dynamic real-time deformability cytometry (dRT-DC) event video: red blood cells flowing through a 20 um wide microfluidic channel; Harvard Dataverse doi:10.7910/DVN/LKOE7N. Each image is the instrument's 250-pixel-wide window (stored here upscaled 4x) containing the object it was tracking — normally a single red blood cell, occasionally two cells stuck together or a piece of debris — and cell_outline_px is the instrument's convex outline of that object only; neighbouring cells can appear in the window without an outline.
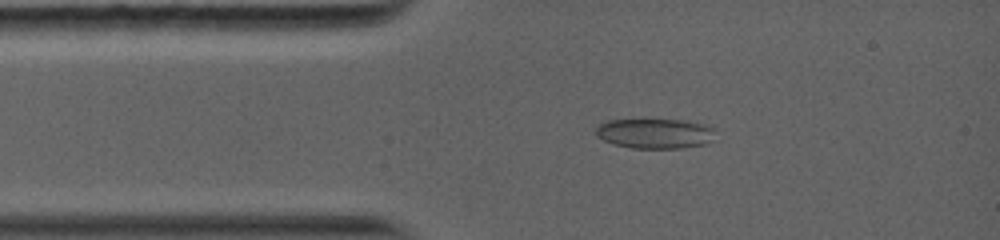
{"species": "common noctule bat (a hibernating species)", "species_latin": "Nyctalus noctula", "temperature_condition": "warm", "stored_images_in_passage": 37, "camera_frame_rate_fps": 5000, "um_per_image_px": 0.085, "animal": {"sex": "female", "body_mass_g": 19.0, "forearm_length_mm": 56.7}, "frame": {"image": 1, "passage_image": 5, "time_ms": 1.8, "image_size_px": [1000, 240], "cell_outline_px": [[716, 128], [712, 140], [704, 144], [684, 148], [632, 148], [616, 144], [604, 140], [596, 136], [596, 128], [604, 120], [684, 120], [708, 124]], "centroid_in_image_um": [55.72, 11.34], "position_along_channel_um": 29.3, "area_um2": 20.98}}
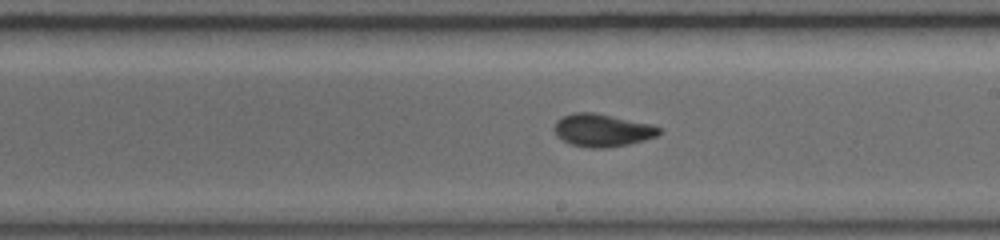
{"frame": {"image": 2, "passage_image": 17, "time_ms": 7.2, "image_size_px": [1000, 240], "cell_outline_px": [[660, 132], [656, 136], [644, 140], [628, 144], [608, 148], [588, 148], [572, 144], [556, 136], [552, 128], [556, 120], [572, 112], [592, 112], [652, 124], [660, 128]], "centroid_in_image_um": [51.15, 11.07], "position_along_channel_um": 237.8, "area_um2": 20.0}}
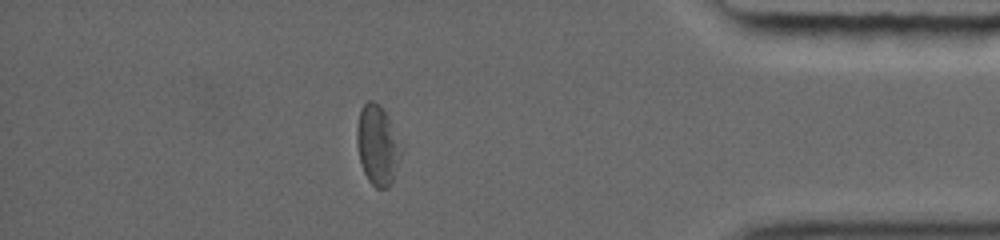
{"frame": {"image": 3, "passage_image": 29, "time_ms": 12.0, "image_size_px": [1000, 240], "cell_outline_px": [[404, 148], [392, 180], [388, 188], [376, 188], [368, 180], [360, 164], [356, 144], [356, 128], [360, 108], [368, 100], [372, 100], [380, 104]], "centroid_in_image_um": [32.07, 12.33], "position_along_channel_um": 403.1, "area_um2": 20.81}, "authors_computed_cell_mechanics": {"area_um2": 20.2878, "velocity_mm_per_s": 4.1428, "shape_relaxation_time_tau1_ms": null, "shape_relaxation_time_tau2_ms": 1.7767, "deformation_change_tau1": null, "deformation_change_tau2": 0.0658}}